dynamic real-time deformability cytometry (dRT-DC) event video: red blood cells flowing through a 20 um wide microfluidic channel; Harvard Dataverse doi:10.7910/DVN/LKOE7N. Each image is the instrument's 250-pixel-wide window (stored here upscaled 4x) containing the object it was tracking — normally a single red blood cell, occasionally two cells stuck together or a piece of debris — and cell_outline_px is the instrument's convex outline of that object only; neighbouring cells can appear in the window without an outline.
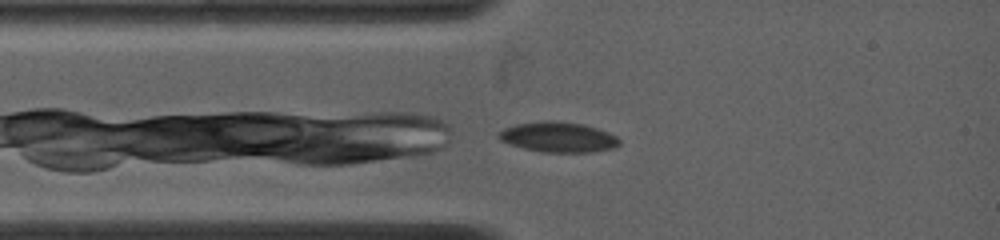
{"species": "common noctule bat (a hibernating species)", "species_latin": "Nyctalus noctula", "temperature_condition": "warm", "stored_images_in_passage": 31, "camera_frame_rate_fps": 4500, "um_per_image_px": 0.085, "animal": {"sex": "female", "body_mass_g": 19.0, "forearm_length_mm": 53.3}, "frame": {"image": 1, "passage_image": 2, "time_ms": 0.222, "image_size_px": [1000, 240], "cell_outline_px": [[620, 144], [616, 148], [592, 152], [540, 152], [524, 148], [500, 140], [496, 136], [504, 128], [516, 124], [540, 120], [556, 120], [584, 124], [608, 132], [616, 136], [620, 140]], "centroid_in_image_um": [47.47, 11.64], "position_along_channel_um": 37.5, "area_um2": 21.44}}
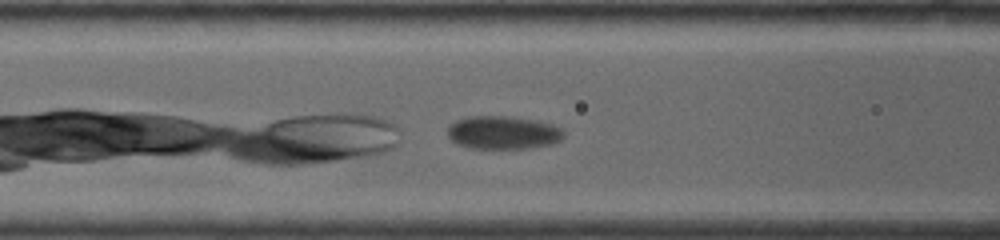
{"frame": {"image": 2, "passage_image": 14, "time_ms": 2.667, "image_size_px": [1000, 240], "cell_outline_px": [[564, 136], [560, 140], [552, 144], [528, 148], [468, 148], [452, 140], [448, 136], [448, 124], [456, 120], [468, 116], [508, 116], [536, 120], [552, 124], [560, 128], [564, 132]], "centroid_in_image_um": [42.75, 11.26], "position_along_channel_um": 123.8, "area_um2": 22.48}}
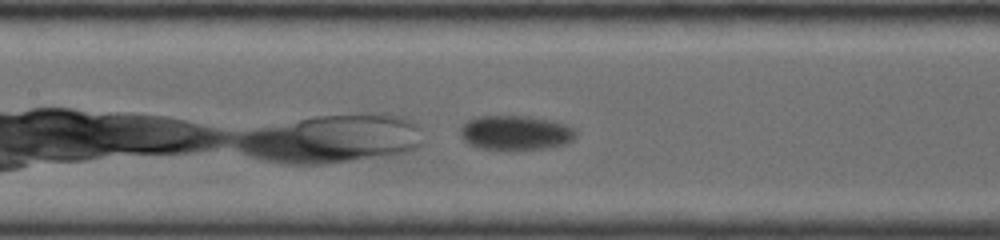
{"frame": {"image": 3, "passage_image": 20, "time_ms": 3.778, "image_size_px": [1000, 240], "cell_outline_px": [[576, 136], [572, 140], [564, 144], [544, 148], [480, 148], [468, 144], [460, 136], [460, 128], [468, 120], [476, 116], [528, 116], [552, 120], [568, 124], [576, 128]], "centroid_in_image_um": [43.84, 11.25], "position_along_channel_um": 163.6, "area_um2": 23.06}}